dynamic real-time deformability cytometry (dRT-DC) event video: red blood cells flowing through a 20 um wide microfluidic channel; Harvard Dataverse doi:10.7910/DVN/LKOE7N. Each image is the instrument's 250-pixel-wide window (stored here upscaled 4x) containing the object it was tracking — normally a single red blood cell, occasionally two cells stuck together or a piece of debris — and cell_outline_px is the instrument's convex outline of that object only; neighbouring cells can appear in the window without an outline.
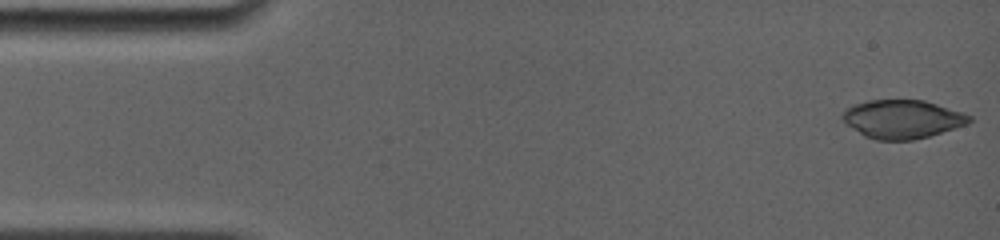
{"species": "common noctule bat (a hibernating species)", "species_latin": "Nyctalus noctula", "temperature_condition": "room temperature", "stored_images_in_passage": 7, "camera_frame_rate_fps": 4000, "um_per_image_px": 0.085, "animal": {"sex": "female", "body_mass_g": 19.0, "forearm_length_mm": 56.7}, "frame": {"image": 1, "passage_image": 1, "time_ms": 0.0, "image_size_px": [1000, 240], "cell_outline_px": [[972, 120], [968, 124], [928, 136], [912, 140], [876, 140], [864, 136], [848, 124], [840, 116], [844, 108], [868, 100], [924, 100], [964, 112], [972, 116]], "centroid_in_image_um": [76.71, 10.12], "position_along_channel_um": 8.3, "area_um2": 28.44}}